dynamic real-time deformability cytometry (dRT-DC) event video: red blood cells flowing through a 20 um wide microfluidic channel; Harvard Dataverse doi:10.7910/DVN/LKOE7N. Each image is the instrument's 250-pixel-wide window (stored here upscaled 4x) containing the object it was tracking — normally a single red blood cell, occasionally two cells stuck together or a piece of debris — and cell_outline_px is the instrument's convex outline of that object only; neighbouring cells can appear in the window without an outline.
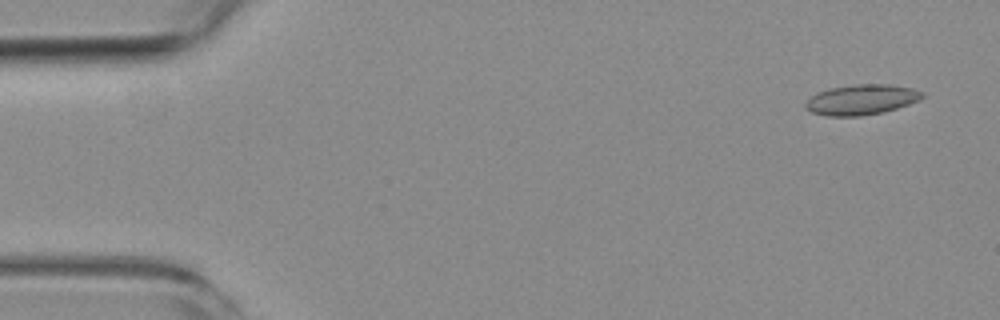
{"species": "common noctule bat (a hibernating species)", "species_latin": "Nyctalus noctula", "temperature_condition": "room temperature", "stored_images_in_passage": 6, "camera_frame_rate_fps": 3000, "um_per_image_px": 0.085, "animal": {"sex": "female", "body_mass_g": 19.3, "forearm_length_mm": 54.1}, "frame": {"image": 1, "passage_image": 1, "time_ms": 0.0, "image_size_px": [1000, 320], "cell_outline_px": [[924, 96], [920, 100], [884, 112], [860, 116], [828, 116], [812, 112], [804, 108], [804, 104], [816, 92], [828, 88], [856, 84], [892, 84], [912, 88], [924, 92]], "centroid_in_image_um": [73.22, 8.46], "position_along_channel_um": 11.8, "area_um2": 20.75}}
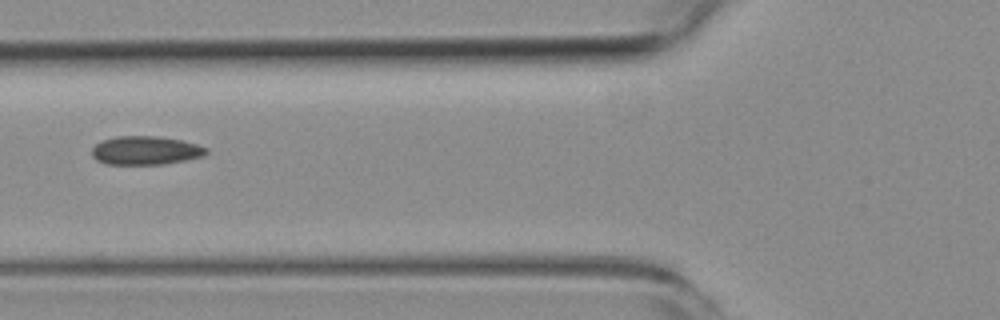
{"frame": {"image": 2, "passage_image": 6, "time_ms": 6.0, "image_size_px": [1000, 320], "cell_outline_px": [[208, 152], [204, 156], [164, 164], [108, 164], [96, 160], [92, 156], [92, 148], [96, 144], [104, 140], [116, 136], [160, 136], [180, 140], [196, 144], [208, 148]], "centroid_in_image_um": [12.38, 12.78], "position_along_channel_um": 113.4, "area_um2": 19.02}}